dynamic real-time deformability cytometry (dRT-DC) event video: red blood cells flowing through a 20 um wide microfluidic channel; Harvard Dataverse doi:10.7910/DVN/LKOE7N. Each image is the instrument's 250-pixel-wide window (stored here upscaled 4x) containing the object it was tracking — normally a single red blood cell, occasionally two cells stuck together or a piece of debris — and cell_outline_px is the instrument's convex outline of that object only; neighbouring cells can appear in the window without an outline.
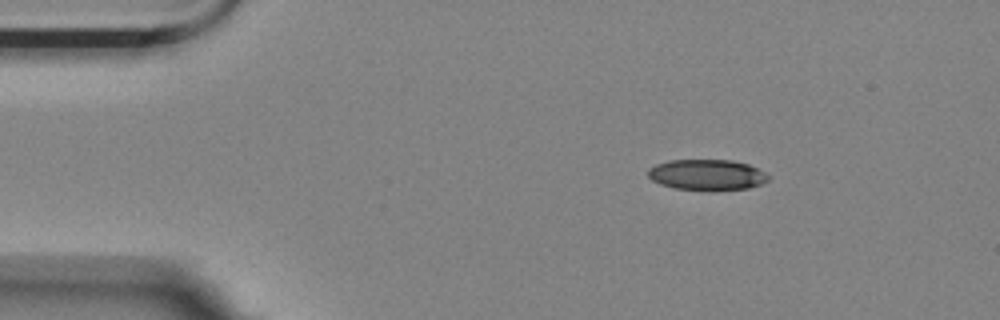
{"species": "Egyptian fruit bat (a non-hibernating species)", "species_latin": "Rousettus aegyptiacus", "temperature_condition": "room temperature", "stored_images_in_passage": 48, "camera_frame_rate_fps": 3000, "um_per_image_px": 0.085, "animal": {"sex": "female"}, "frame": {"image": 1, "passage_image": 1, "time_ms": 0.0, "image_size_px": [1000, 320], "cell_outline_px": [[768, 180], [760, 184], [748, 188], [712, 192], [708, 192], [676, 188], [660, 184], [652, 180], [648, 176], [648, 168], [656, 164], [668, 160], [732, 160], [748, 164], [764, 172], [768, 176]], "centroid_in_image_um": [60.07, 14.88], "position_along_channel_um": 24.9, "area_um2": 21.91}}
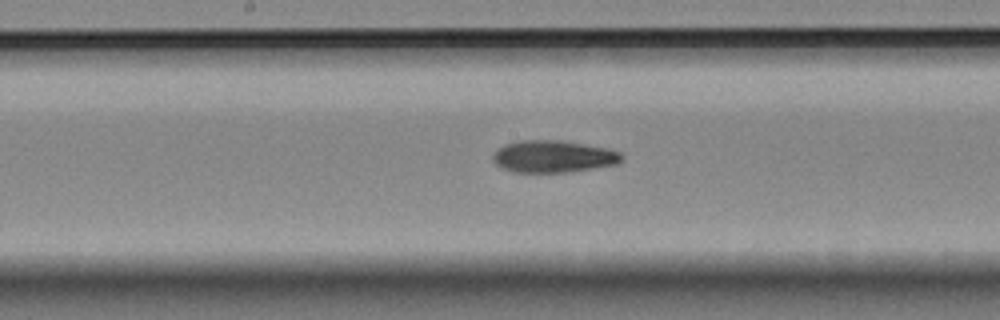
{"frame": {"image": 2, "passage_image": 21, "time_ms": 6.667, "image_size_px": [1000, 320], "cell_outline_px": [[624, 160], [616, 164], [568, 172], [512, 172], [496, 164], [492, 160], [492, 156], [496, 148], [504, 144], [520, 140], [560, 140], [612, 148], [620, 152], [624, 156]], "centroid_in_image_um": [47.05, 13.28], "position_along_channel_um": 201.2, "area_um2": 24.39}}
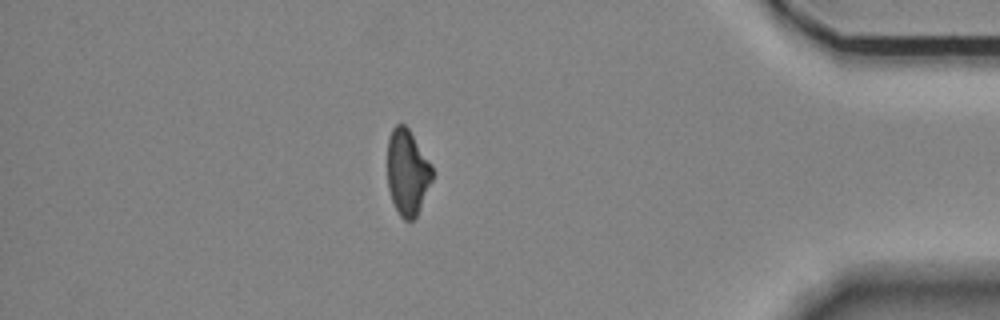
{"frame": {"image": 3, "passage_image": 41, "time_ms": 13.333, "image_size_px": [1000, 320], "cell_outline_px": [[432, 180], [416, 216], [412, 220], [404, 220], [400, 216], [392, 200], [388, 188], [388, 136], [392, 128], [396, 124], [404, 124], [408, 128], [428, 160], [432, 168]], "centroid_in_image_um": [34.6, 14.63], "position_along_channel_um": 400.6, "area_um2": 22.02}, "authors_computed_cell_mechanics": {"area_um2": 23.698, "velocity_mm_per_s": 3.5689, "shape_relaxation_time_tau1_ms": 5.7901, "shape_relaxation_time_tau2_ms": 5.4995, "deformation_change_tau1": 0.1348, "deformation_change_tau2": 0.1332}}